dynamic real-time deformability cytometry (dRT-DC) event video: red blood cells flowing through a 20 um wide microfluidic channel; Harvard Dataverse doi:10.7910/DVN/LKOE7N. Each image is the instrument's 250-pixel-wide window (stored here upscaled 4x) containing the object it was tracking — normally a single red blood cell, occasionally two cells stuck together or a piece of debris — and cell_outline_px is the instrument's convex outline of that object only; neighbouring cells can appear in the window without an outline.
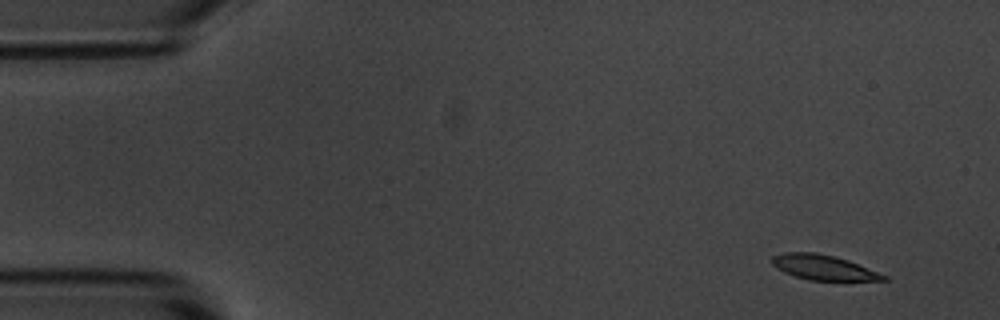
{"species": "common noctule bat (a hibernating species)", "species_latin": "Nyctalus noctula", "temperature_condition": "room temperature", "stored_images_in_passage": 4, "camera_frame_rate_fps": 3000, "um_per_image_px": 0.085, "animal": {"sex": "male", "body_mass_g": 20.1, "forearm_length_mm": 53.5}, "frame": {"image": 1, "passage_image": 1, "time_ms": 0.0, "image_size_px": [1000, 320], "cell_outline_px": [[888, 280], [808, 280], [784, 272], [776, 268], [768, 260], [772, 256], [784, 252], [816, 252], [848, 260], [888, 276]], "centroid_in_image_um": [69.93, 22.72], "position_along_channel_um": 15.1, "area_um2": 16.18}}
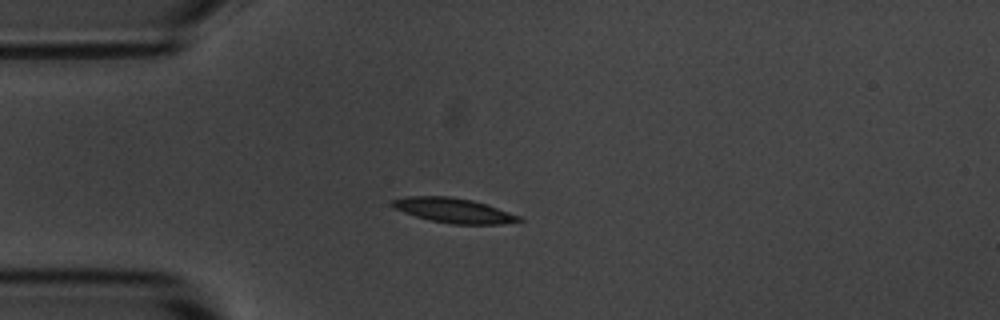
{"frame": {"image": 2, "passage_image": 4, "time_ms": 3.333, "image_size_px": [1000, 320], "cell_outline_px": [[524, 220], [500, 224], [452, 224], [432, 220], [416, 216], [404, 212], [388, 204], [392, 200], [408, 196], [448, 196], [472, 200], [488, 204], [520, 216]], "centroid_in_image_um": [38.57, 17.88], "position_along_channel_um": 46.4, "area_um2": 18.15}}